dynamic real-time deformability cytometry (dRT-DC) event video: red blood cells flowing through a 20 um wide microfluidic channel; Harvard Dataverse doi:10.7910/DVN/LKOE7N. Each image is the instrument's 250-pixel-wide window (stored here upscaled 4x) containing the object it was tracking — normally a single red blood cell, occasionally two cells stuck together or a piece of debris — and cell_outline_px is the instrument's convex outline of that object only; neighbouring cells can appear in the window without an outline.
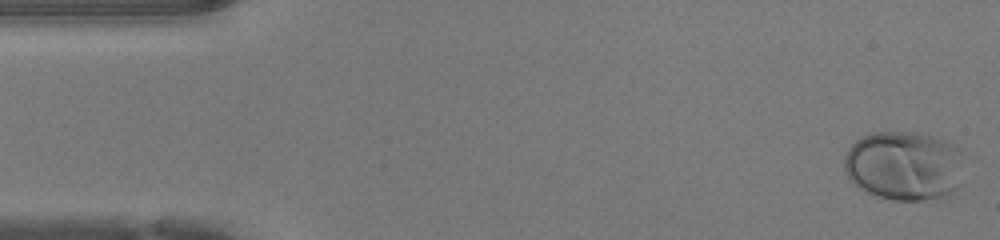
{"species": "human", "species_latin": "Homo sapiens", "temperature_condition": "warm", "stored_images_in_passage": 44, "camera_frame_rate_fps": 3000, "um_per_image_px": 0.085, "donor": {"sex": "female"}, "frame": {"image": 1, "passage_image": 1, "time_ms": 0.0, "image_size_px": [1000, 240], "cell_outline_px": [[964, 156], [956, 188], [948, 196], [924, 200], [892, 200], [864, 192], [848, 176], [844, 168], [844, 156], [848, 148], [856, 140], [872, 132], [916, 132], [932, 136], [944, 140], [952, 144], [964, 152]], "centroid_in_image_um": [76.84, 14.08], "position_along_channel_um": 8.2, "area_um2": 48.61}}
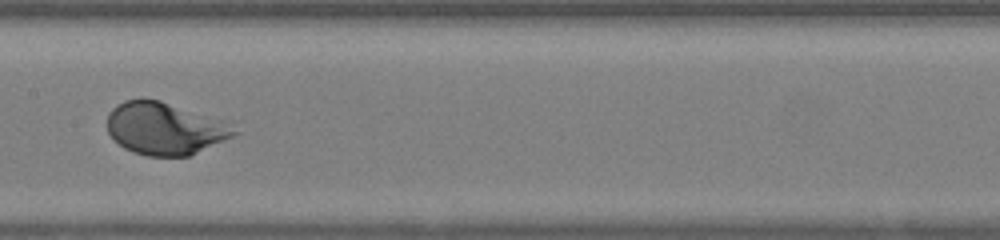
{"frame": {"image": 2, "passage_image": 23, "time_ms": 7.333, "image_size_px": [1000, 240], "cell_outline_px": [[240, 132], [232, 136], [188, 156], [148, 156], [132, 152], [124, 148], [108, 132], [108, 112], [116, 104], [124, 100], [140, 96], [160, 100], [232, 120]], "centroid_in_image_um": [14.07, 10.86], "position_along_channel_um": 193.3, "area_um2": 39.77}}
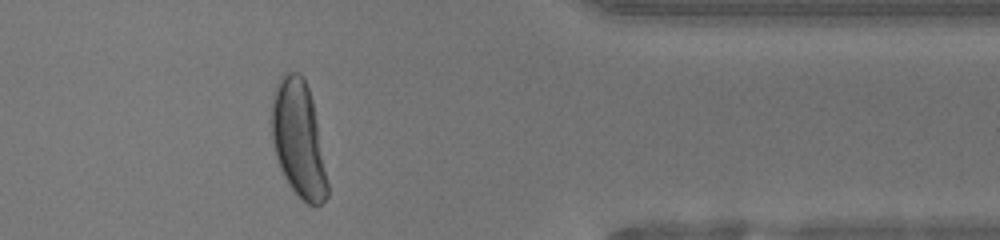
{"frame": {"image": 3, "passage_image": 38, "time_ms": 12.333, "image_size_px": [1000, 240], "cell_outline_px": [[328, 196], [316, 208], [308, 204], [292, 188], [284, 176], [280, 168], [276, 156], [272, 140], [268, 120], [272, 100], [276, 84], [280, 76], [284, 72], [296, 72], [304, 76], [312, 100], [328, 184]], "centroid_in_image_um": [25.33, 11.79], "position_along_channel_um": 386.1, "area_um2": 37.97}, "authors_computed_cell_mechanics": {"area_um2": 38.9572, "velocity_mm_per_s": 4.2812, "shape_relaxation_time_tau1_ms": 2.2626, "shape_relaxation_time_tau2_ms": null, "deformation_change_tau1": 0.1588, "deformation_change_tau2": null}}